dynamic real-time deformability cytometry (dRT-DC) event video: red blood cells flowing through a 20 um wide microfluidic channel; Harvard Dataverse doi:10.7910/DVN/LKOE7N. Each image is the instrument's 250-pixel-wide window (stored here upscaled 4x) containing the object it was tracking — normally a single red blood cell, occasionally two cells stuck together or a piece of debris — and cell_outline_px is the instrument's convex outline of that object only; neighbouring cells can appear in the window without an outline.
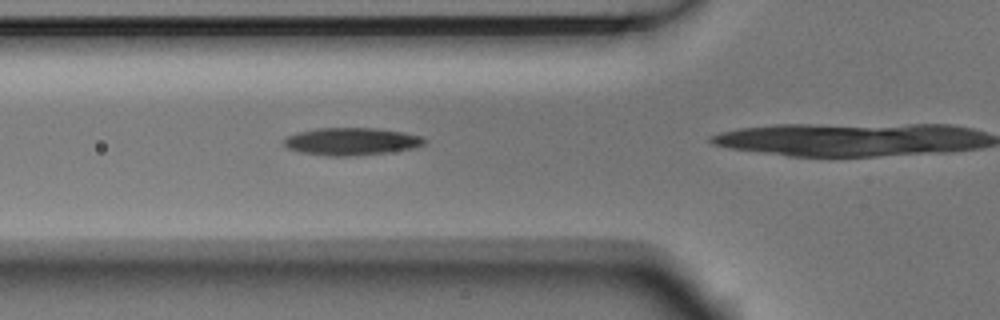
{"species": "Egyptian fruit bat (a non-hibernating species)", "species_latin": "Rousettus aegyptiacus", "temperature_condition": "room temperature", "stored_images_in_passage": 6, "camera_frame_rate_fps": 3000, "um_per_image_px": 0.085, "animal": {"sex": "male"}, "frame": {"image": 1, "passage_image": 5, "time_ms": 1.333, "image_size_px": [1000, 320], "cell_outline_px": [[428, 140], [424, 144], [416, 148], [388, 152], [348, 156], [328, 156], [300, 152], [288, 148], [280, 140], [296, 132], [316, 128], [376, 128], [404, 132], [420, 136]], "centroid_in_image_um": [29.86, 12.02], "position_along_channel_um": 95.9, "area_um2": 22.66}}